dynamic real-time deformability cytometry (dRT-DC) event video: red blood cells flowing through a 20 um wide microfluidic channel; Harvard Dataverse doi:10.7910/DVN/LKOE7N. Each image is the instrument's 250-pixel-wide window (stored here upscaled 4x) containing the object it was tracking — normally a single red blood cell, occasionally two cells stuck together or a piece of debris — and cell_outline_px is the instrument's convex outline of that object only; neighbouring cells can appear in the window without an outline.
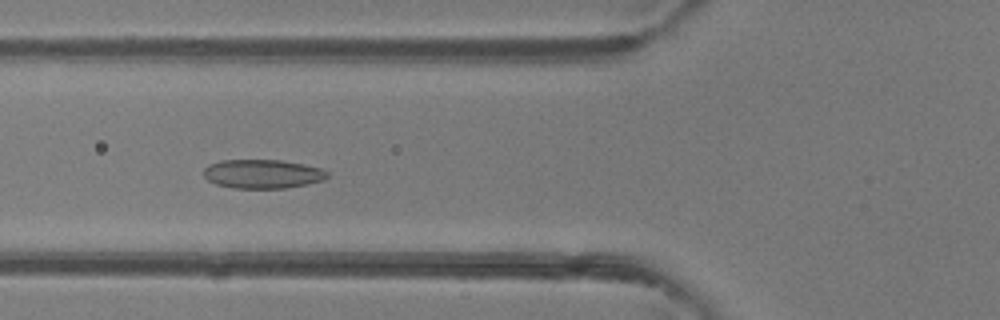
{"species": "common noctule bat (a hibernating species)", "species_latin": "Nyctalus noctula", "temperature_condition": "room temperature", "stored_images_in_passage": 33, "camera_frame_rate_fps": 3000, "um_per_image_px": 0.085, "animal": {"sex": "female"}, "frame": {"image": 1, "passage_image": 8, "time_ms": 2.333, "image_size_px": [1000, 320], "cell_outline_px": [[328, 176], [324, 180], [308, 184], [288, 188], [232, 188], [216, 184], [208, 180], [204, 176], [204, 168], [208, 164], [220, 160], [280, 160], [304, 164], [320, 168], [328, 172]], "centroid_in_image_um": [22.31, 14.78], "position_along_channel_um": 103.5, "area_um2": 20.98}}
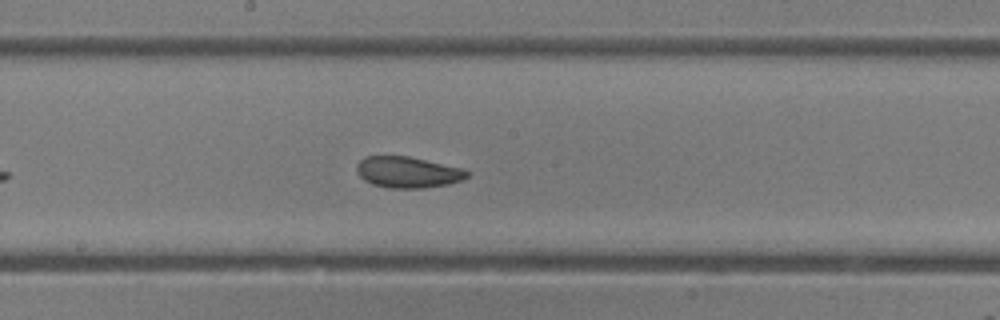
{"frame": {"image": 2, "passage_image": 16, "time_ms": 5.0, "image_size_px": [1000, 320], "cell_outline_px": [[468, 176], [464, 180], [448, 184], [424, 188], [388, 188], [372, 184], [364, 180], [356, 172], [356, 164], [364, 156], [408, 156], [464, 168], [468, 172]], "centroid_in_image_um": [34.65, 14.64], "position_along_channel_um": 213.5, "area_um2": 20.23}}
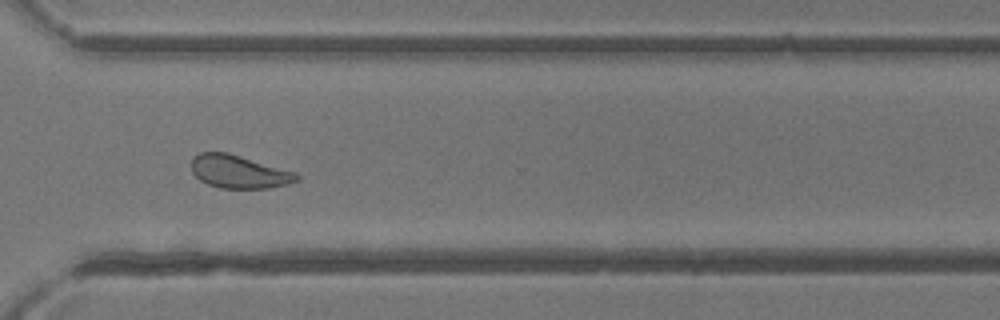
{"frame": {"image": 3, "passage_image": 26, "time_ms": 8.333, "image_size_px": [1000, 320], "cell_outline_px": [[300, 180], [288, 184], [268, 188], [220, 188], [208, 184], [200, 180], [192, 172], [192, 156], [200, 152], [228, 152], [296, 172], [300, 176]], "centroid_in_image_um": [20.32, 14.59], "position_along_channel_um": 350.3, "area_um2": 20.4}, "authors_computed_cell_mechanics": {"area_um2": 20.9814, "velocity_mm_per_s": 4.108, "shape_relaxation_time_tau1_ms": 4.1527, "shape_relaxation_time_tau2_ms": 2.7548, "deformation_change_tau1": 0.1035, "deformation_change_tau2": 0.0882}}